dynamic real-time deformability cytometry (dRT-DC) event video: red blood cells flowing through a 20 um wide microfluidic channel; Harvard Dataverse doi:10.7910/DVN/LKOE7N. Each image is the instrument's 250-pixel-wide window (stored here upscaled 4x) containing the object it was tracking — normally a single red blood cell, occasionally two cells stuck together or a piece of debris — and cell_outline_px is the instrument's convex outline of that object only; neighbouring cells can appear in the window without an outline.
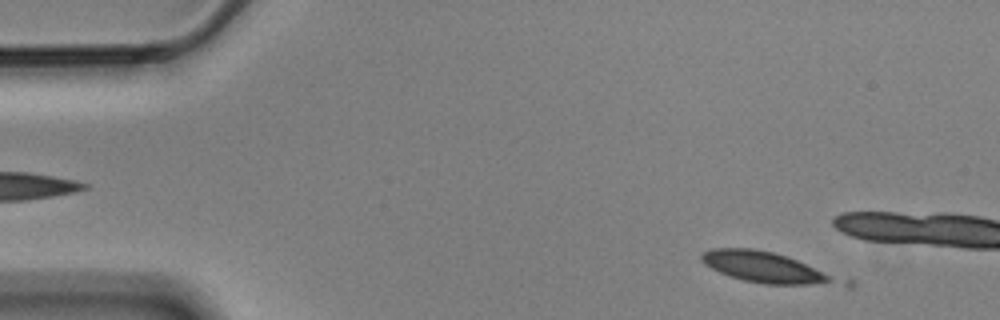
{"species": "Egyptian fruit bat (a non-hibernating species)", "species_latin": "Rousettus aegyptiacus", "temperature_condition": "cold", "stored_images_in_passage": 2, "camera_frame_rate_fps": 3000, "um_per_image_px": 0.085, "animal": {"sex": "male"}, "frame": {"image": 1, "passage_image": 1, "time_ms": 0.0, "image_size_px": [1000, 320], "cell_outline_px": [[856, 284], [852, 288], [848, 288], [764, 284], [744, 280], [728, 276], [704, 264], [700, 260], [700, 256], [704, 252], [716, 248], [752, 248], [772, 252], [788, 256], [856, 280]], "centroid_in_image_um": [65.6, 22.83], "position_along_channel_um": 19.4, "area_um2": 26.76}}